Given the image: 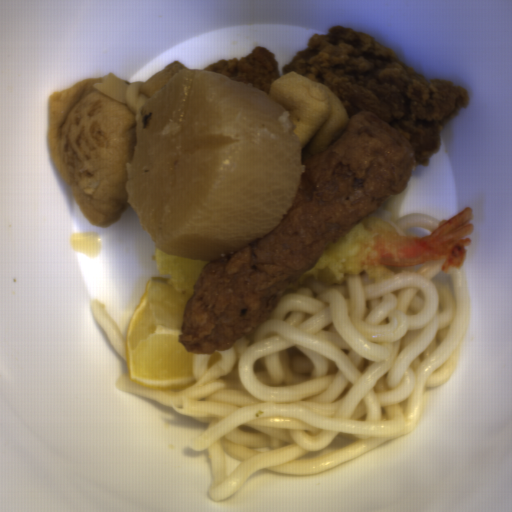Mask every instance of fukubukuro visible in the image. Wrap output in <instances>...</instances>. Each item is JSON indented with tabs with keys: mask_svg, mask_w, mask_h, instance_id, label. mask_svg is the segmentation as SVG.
<instances>
[{
	"mask_svg": "<svg viewBox=\"0 0 512 512\" xmlns=\"http://www.w3.org/2000/svg\"><path fill=\"white\" fill-rule=\"evenodd\" d=\"M183 68L185 64L176 60L146 82L110 72L85 78L48 98L50 156L94 227L108 228L125 211L127 162L134 154L138 111Z\"/></svg>",
	"mask_w": 512,
	"mask_h": 512,
	"instance_id": "cee8face",
	"label": "fukubukuro"
}]
</instances>
